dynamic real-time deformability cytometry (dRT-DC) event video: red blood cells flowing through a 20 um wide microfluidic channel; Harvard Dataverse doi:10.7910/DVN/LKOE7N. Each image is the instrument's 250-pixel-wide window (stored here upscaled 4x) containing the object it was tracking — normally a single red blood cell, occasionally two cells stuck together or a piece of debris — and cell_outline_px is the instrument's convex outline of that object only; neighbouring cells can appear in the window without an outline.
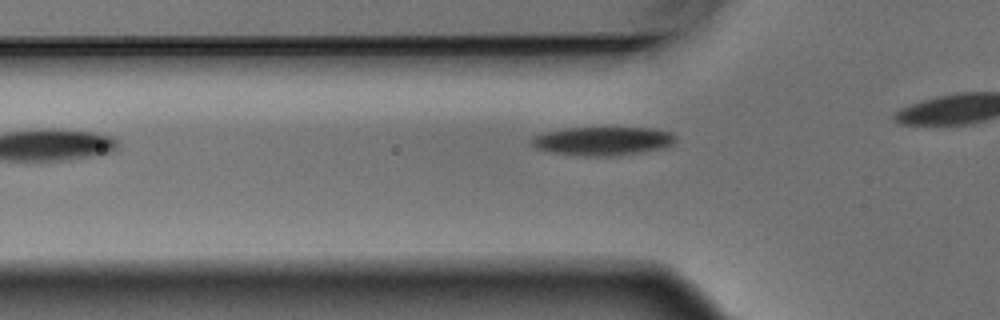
{"species": "Egyptian fruit bat (a non-hibernating species)", "species_latin": "Rousettus aegyptiacus", "temperature_condition": "warm", "stored_images_in_passage": 6, "camera_frame_rate_fps": 3000, "um_per_image_px": 0.085, "animal": {"sex": "male"}, "frame": {"image": 1, "passage_image": 3, "time_ms": 0.667, "image_size_px": [1000, 320], "cell_outline_px": [[676, 140], [672, 144], [664, 148], [616, 156], [576, 156], [552, 152], [536, 148], [532, 144], [532, 136], [544, 132], [564, 128], [652, 128], [668, 132], [676, 136]], "centroid_in_image_um": [51.21, 11.99], "position_along_channel_um": 74.6, "area_um2": 24.04}}
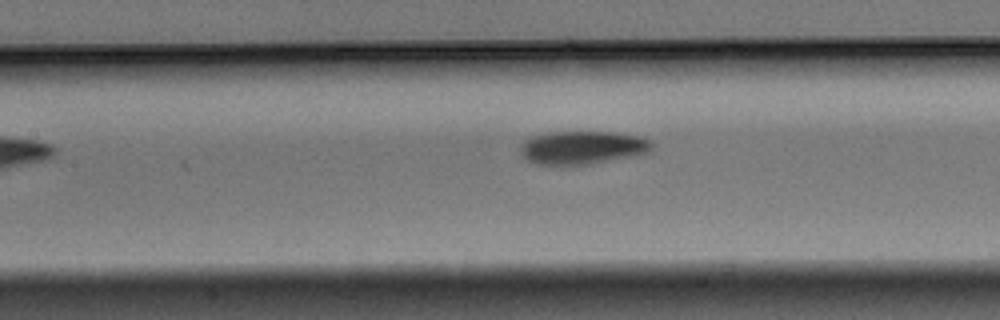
{"frame": {"image": 2, "passage_image": 6, "time_ms": 1.667, "image_size_px": [1000, 320], "cell_outline_px": [[652, 152], [592, 164], [552, 168], [536, 164], [524, 160], [520, 156], [520, 148], [524, 140], [532, 136], [548, 132], [612, 132], [636, 136], [648, 140], [652, 144]], "centroid_in_image_um": [49.4, 12.59], "position_along_channel_um": 158.0, "area_um2": 26.3}}